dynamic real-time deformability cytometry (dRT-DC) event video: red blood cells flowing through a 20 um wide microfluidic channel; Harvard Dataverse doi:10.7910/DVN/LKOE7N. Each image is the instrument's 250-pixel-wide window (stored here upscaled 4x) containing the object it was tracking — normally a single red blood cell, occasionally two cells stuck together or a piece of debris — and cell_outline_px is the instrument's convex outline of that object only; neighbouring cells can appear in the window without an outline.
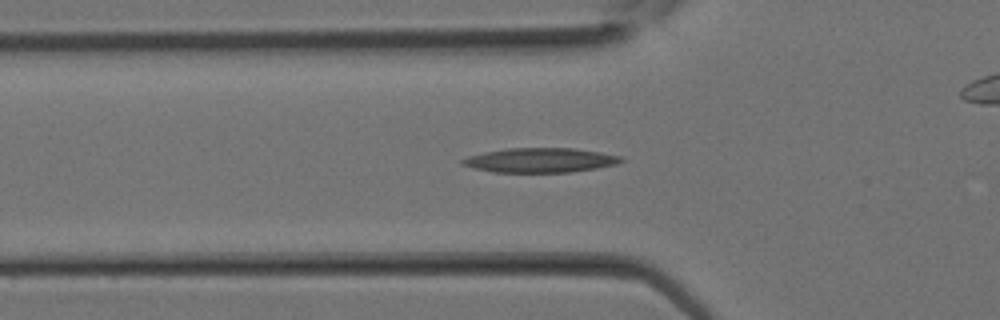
{"species": "Egyptian fruit bat (a non-hibernating species)", "species_latin": "Rousettus aegyptiacus", "temperature_condition": "room temperature", "stored_images_in_passage": 24, "camera_frame_rate_fps": 3000, "um_per_image_px": 0.085, "animal": {"sex": "female"}, "frame": {"image": 1, "passage_image": 4, "time_ms": 1.0, "image_size_px": [1000, 320], "cell_outline_px": [[624, 160], [616, 164], [596, 168], [568, 172], [492, 172], [472, 168], [460, 164], [460, 160], [468, 156], [484, 152], [508, 148], [572, 148], [600, 152], [620, 156]], "centroid_in_image_um": [45.86, 13.62], "position_along_channel_um": 79.9, "area_um2": 22.6}}
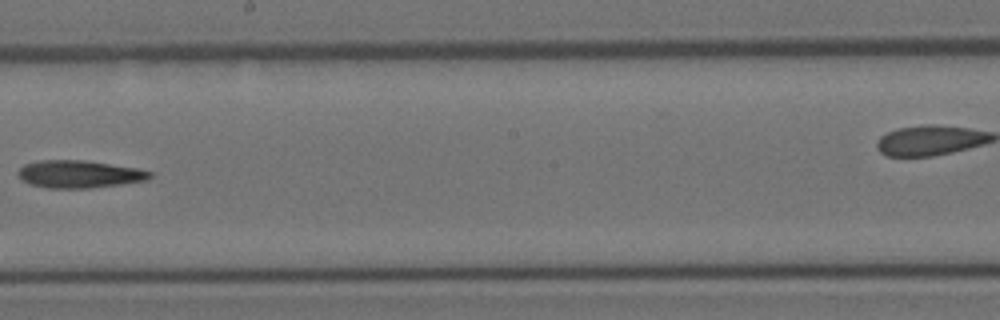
{"frame": {"image": 2, "passage_image": 11, "time_ms": 3.333, "image_size_px": [1000, 320], "cell_outline_px": [[152, 176], [148, 180], [92, 188], [48, 188], [32, 184], [24, 180], [16, 172], [24, 164], [40, 160], [84, 160], [136, 168], [152, 172]], "centroid_in_image_um": [6.75, 14.8], "position_along_channel_um": 241.5, "area_um2": 20.98}}
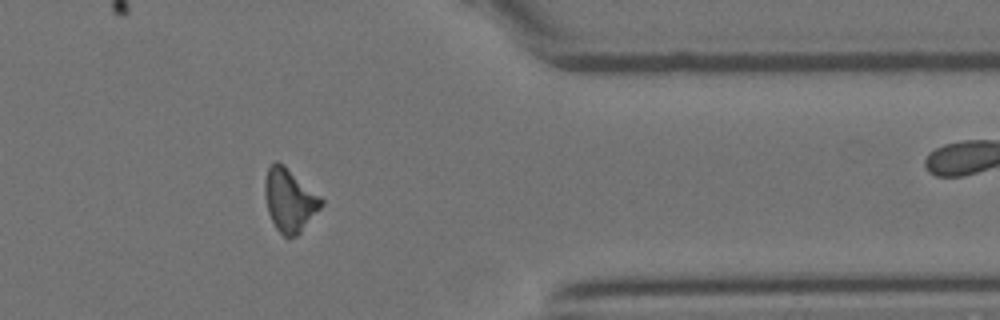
{"frame": {"image": 3, "passage_image": 18, "time_ms": 5.667, "image_size_px": [1000, 320], "cell_outline_px": [[324, 204], [300, 232], [296, 236], [288, 240], [276, 228], [268, 212], [264, 196], [264, 180], [268, 168], [276, 160], [284, 164], [320, 196], [324, 200]], "centroid_in_image_um": [24.6, 17.01], "position_along_channel_um": 386.8, "area_um2": 20.81}}